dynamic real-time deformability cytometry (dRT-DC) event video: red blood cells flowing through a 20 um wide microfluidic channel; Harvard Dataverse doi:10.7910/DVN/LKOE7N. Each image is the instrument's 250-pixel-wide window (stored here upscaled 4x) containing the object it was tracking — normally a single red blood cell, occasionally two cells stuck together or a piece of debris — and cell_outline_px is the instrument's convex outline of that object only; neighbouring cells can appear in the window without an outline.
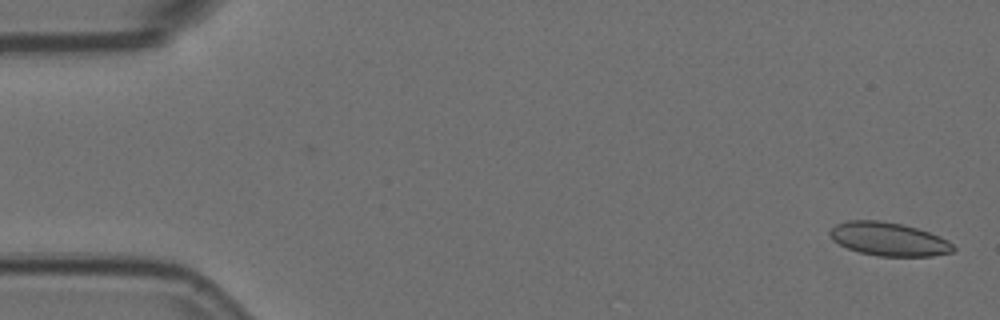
{"species": "Egyptian fruit bat (a non-hibernating species)", "species_latin": "Rousettus aegyptiacus", "temperature_condition": "room temperature", "stored_images_in_passage": 44, "camera_frame_rate_fps": 3000, "um_per_image_px": 0.085, "animal": {"sex": "female"}, "frame": {"image": 1, "passage_image": 2, "time_ms": 0.333, "image_size_px": [1000, 320], "cell_outline_px": [[956, 248], [952, 252], [932, 256], [880, 256], [860, 252], [848, 248], [832, 240], [832, 228], [836, 224], [848, 220], [880, 220], [904, 224], [940, 236], [948, 240]], "centroid_in_image_um": [75.58, 20.32], "position_along_channel_um": 9.4, "area_um2": 23.87}}
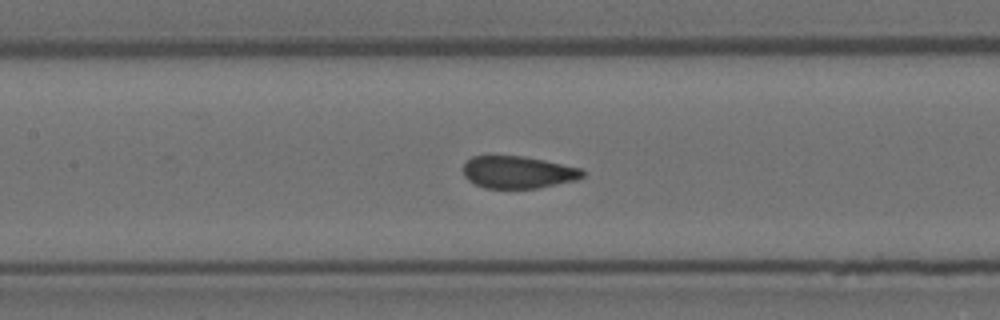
{"frame": {"image": 2, "passage_image": 26, "time_ms": 8.333, "image_size_px": [1000, 320], "cell_outline_px": [[584, 176], [576, 180], [536, 188], [484, 188], [468, 180], [464, 176], [464, 164], [472, 156], [524, 156], [544, 160], [580, 168], [584, 172]], "centroid_in_image_um": [44.02, 14.64], "position_along_channel_um": 163.4, "area_um2": 22.25}}
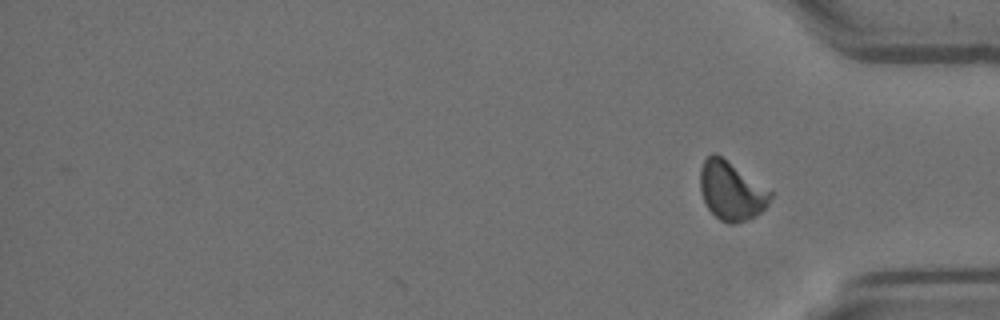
{"frame": {"image": 3, "passage_image": 44, "time_ms": 14.333, "image_size_px": [1000, 320], "cell_outline_px": [[776, 192], [768, 204], [760, 212], [736, 224], [728, 224], [720, 220], [708, 208], [700, 192], [700, 168], [704, 160], [712, 152], [716, 152]], "centroid_in_image_um": [62.19, 16.18], "position_along_channel_um": 373.0, "area_um2": 24.45}, "authors_computed_cell_mechanics": {"area_um2": 23.5246, "velocity_mm_per_s": 3.5576, "shape_relaxation_time_tau1_ms": 4.2844, "shape_relaxation_time_tau2_ms": null, "deformation_change_tau1": 0.1377, "deformation_change_tau2": null}}